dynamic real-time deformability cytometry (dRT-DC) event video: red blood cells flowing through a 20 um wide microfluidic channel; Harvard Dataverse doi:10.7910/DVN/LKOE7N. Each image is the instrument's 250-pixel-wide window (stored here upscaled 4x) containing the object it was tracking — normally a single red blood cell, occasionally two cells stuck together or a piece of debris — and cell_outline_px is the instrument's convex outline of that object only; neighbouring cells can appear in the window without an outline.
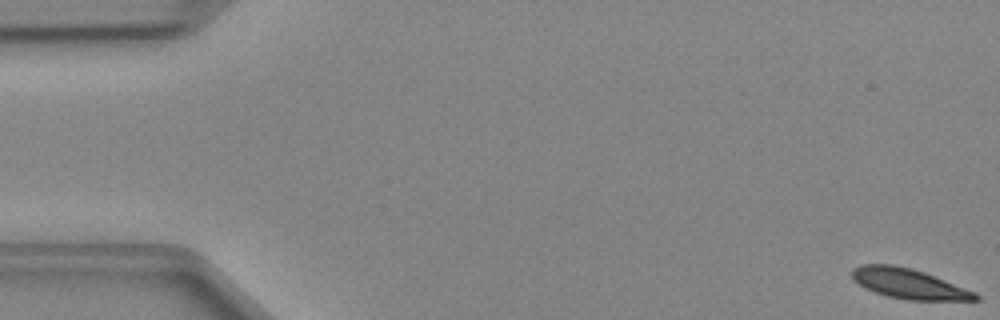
{"species": "Egyptian fruit bat (a non-hibernating species)", "species_latin": "Rousettus aegyptiacus", "temperature_condition": "cold", "stored_images_in_passage": 49, "camera_frame_rate_fps": 3000, "um_per_image_px": 0.085, "animal": {"sex": "female"}, "frame": {"image": 1, "passage_image": 1, "time_ms": 0.0, "image_size_px": [1000, 320], "cell_outline_px": [[980, 300], [908, 300], [888, 296], [864, 288], [852, 280], [852, 268], [860, 264], [892, 264], [912, 268], [924, 272], [976, 292], [980, 296]], "centroid_in_image_um": [77.23, 24.1], "position_along_channel_um": 7.8, "area_um2": 21.68}}
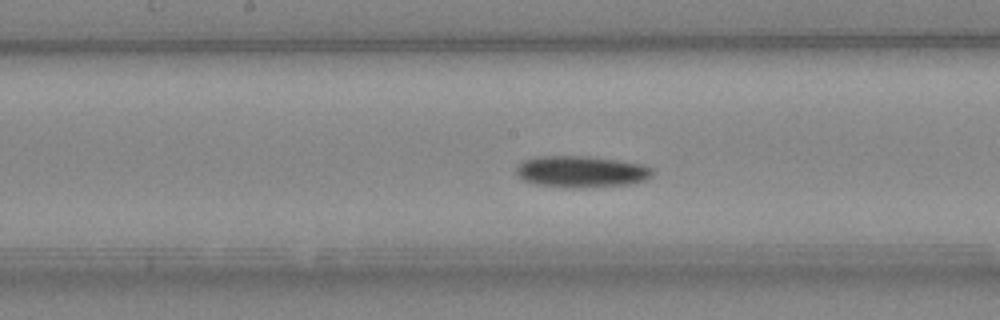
{"frame": {"image": 2, "passage_image": 25, "time_ms": 8.0, "image_size_px": [1000, 320], "cell_outline_px": [[652, 176], [644, 180], [632, 184], [592, 188], [564, 188], [532, 184], [524, 180], [516, 172], [516, 164], [524, 160], [536, 156], [588, 156], [616, 160], [640, 164], [652, 168]], "centroid_in_image_um": [49.37, 14.61], "position_along_channel_um": 198.8, "area_um2": 25.43}}
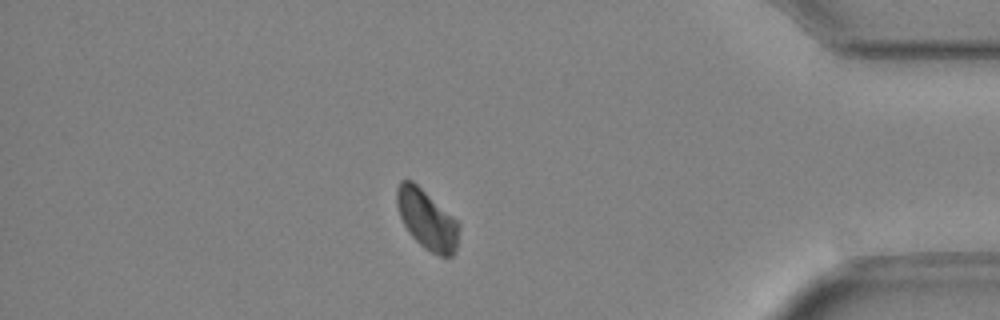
{"frame": {"image": 3, "passage_image": 42, "time_ms": 13.667, "image_size_px": [1000, 320], "cell_outline_px": [[460, 228], [456, 252], [452, 256], [440, 256], [424, 248], [412, 236], [404, 224], [400, 216], [396, 204], [396, 188], [400, 180], [412, 180], [452, 216], [460, 224]], "centroid_in_image_um": [36.29, 18.67], "position_along_channel_um": 398.9, "area_um2": 21.44}}